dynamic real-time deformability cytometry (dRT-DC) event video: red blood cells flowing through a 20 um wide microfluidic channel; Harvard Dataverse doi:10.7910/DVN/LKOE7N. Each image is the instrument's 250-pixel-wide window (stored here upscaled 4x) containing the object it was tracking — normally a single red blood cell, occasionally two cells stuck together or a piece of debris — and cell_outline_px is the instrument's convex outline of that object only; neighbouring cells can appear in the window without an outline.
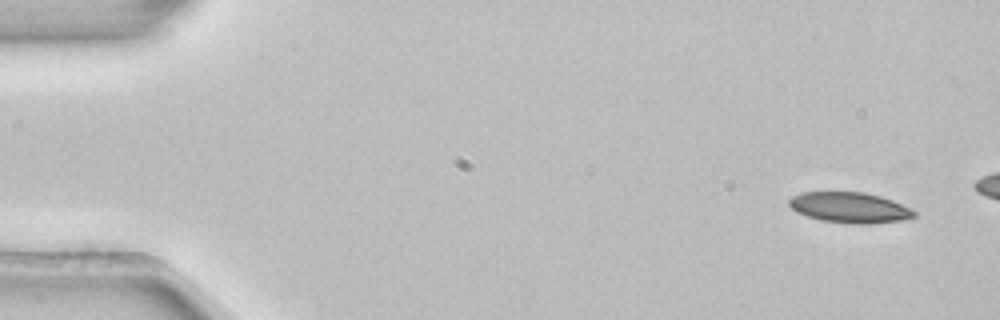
{"species": "common noctule bat (a hibernating species)", "species_latin": "Nyctalus noctula", "temperature_condition": "room temperature", "stored_images_in_passage": 3, "camera_frame_rate_fps": 3000, "um_per_image_px": 0.085, "animal": {"sex": "female", "body_mass_g": 22.7, "forearm_length_mm": 54.2}, "frame": {"image": 1, "passage_image": 1, "time_ms": 0.0, "image_size_px": [1000, 320], "cell_outline_px": [[916, 216], [900, 220], [872, 224], [848, 224], [820, 220], [796, 212], [788, 204], [788, 200], [792, 196], [800, 192], [864, 192], [880, 196], [892, 200], [916, 212]], "centroid_in_image_um": [72.18, 17.64], "position_along_channel_um": 12.8, "area_um2": 22.31}}